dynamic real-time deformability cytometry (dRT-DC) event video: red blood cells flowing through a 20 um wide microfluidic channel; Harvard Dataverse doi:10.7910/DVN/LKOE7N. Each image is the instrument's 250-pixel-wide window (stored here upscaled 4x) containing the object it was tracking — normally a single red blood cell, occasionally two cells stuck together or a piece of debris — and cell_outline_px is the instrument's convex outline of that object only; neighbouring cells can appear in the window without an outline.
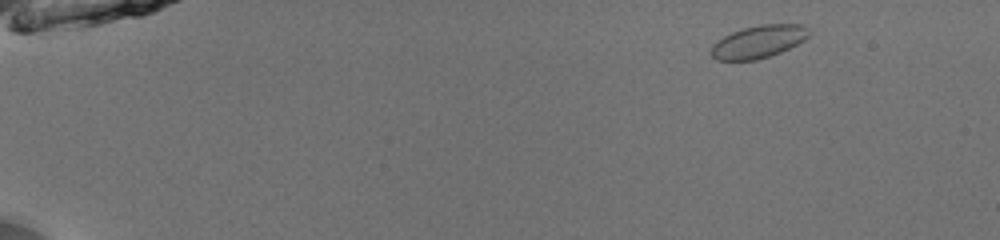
{"species": "common noctule bat (a hibernating species)", "species_latin": "Nyctalus noctula", "temperature_condition": "room temperature", "stored_images_in_passage": 48, "camera_frame_rate_fps": 3000, "um_per_image_px": 0.085, "animal": {"sex": "male", "body_mass_g": 13.0, "forearm_length_mm": 53.1}, "frame": {"image": 1, "passage_image": 2, "time_ms": 0.333, "image_size_px": [1000, 240], "cell_outline_px": [[808, 36], [804, 40], [780, 52], [756, 60], [716, 60], [708, 52], [712, 44], [724, 36], [732, 32], [744, 28], [760, 24], [804, 24], [808, 28]], "centroid_in_image_um": [64.43, 3.54], "position_along_channel_um": 20.6, "area_um2": 18.55}}
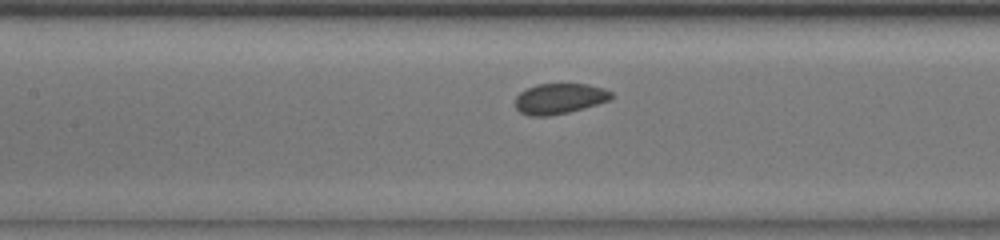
{"frame": {"image": 2, "passage_image": 22, "time_ms": 7.0, "image_size_px": [1000, 240], "cell_outline_px": [[612, 96], [608, 100], [596, 104], [568, 112], [548, 116], [528, 116], [520, 112], [516, 108], [516, 96], [520, 92], [536, 84], [588, 84], [604, 88], [612, 92]], "centroid_in_image_um": [47.53, 8.38], "position_along_channel_um": 159.9, "area_um2": 16.94}}
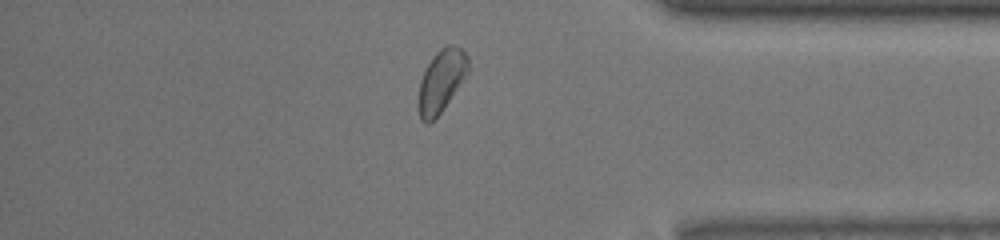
{"frame": {"image": 3, "passage_image": 41, "time_ms": 13.333, "image_size_px": [1000, 240], "cell_outline_px": [[468, 72], [440, 112], [428, 124], [424, 124], [420, 120], [416, 104], [416, 100], [420, 80], [428, 64], [436, 52], [440, 48], [448, 44], [456, 44], [468, 56]], "centroid_in_image_um": [37.46, 6.88], "position_along_channel_um": 397.7, "area_um2": 18.09}, "authors_computed_cell_mechanics": {"area_um2": 17.918, "velocity_mm_per_s": 3.9537, "shape_relaxation_time_tau1_ms": null, "shape_relaxation_time_tau2_ms": 1.8039, "deformation_change_tau1": null, "deformation_change_tau2": 0.0454}}